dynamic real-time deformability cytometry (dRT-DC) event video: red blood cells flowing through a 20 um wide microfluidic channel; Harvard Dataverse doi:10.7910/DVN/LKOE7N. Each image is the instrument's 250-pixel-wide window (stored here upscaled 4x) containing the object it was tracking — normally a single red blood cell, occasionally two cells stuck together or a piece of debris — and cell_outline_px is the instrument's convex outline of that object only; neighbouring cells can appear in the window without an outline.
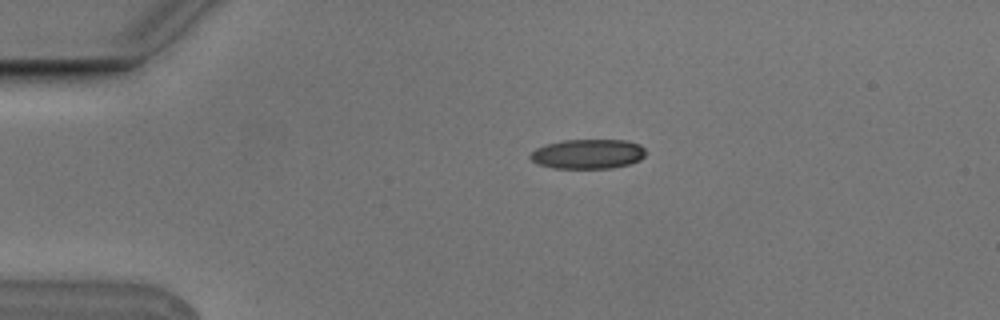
{"species": "Egyptian fruit bat (a non-hibernating species)", "species_latin": "Rousettus aegyptiacus", "temperature_condition": "cold", "stored_images_in_passage": 3, "camera_frame_rate_fps": 3000, "um_per_image_px": 0.085, "animal": {"sex": "male"}, "frame": {"image": 1, "passage_image": 1, "time_ms": 0.0, "image_size_px": [1000, 320], "cell_outline_px": [[648, 152], [640, 160], [628, 164], [612, 168], [552, 168], [536, 164], [528, 156], [536, 148], [544, 144], [560, 140], [628, 140], [640, 144]], "centroid_in_image_um": [49.96, 13.08], "position_along_channel_um": 35.0, "area_um2": 20.23}}
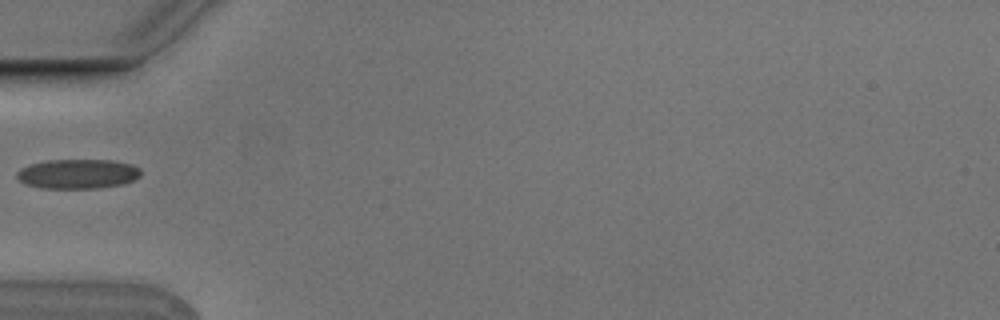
{"frame": {"image": 2, "passage_image": 3, "time_ms": 0.667, "image_size_px": [1000, 320], "cell_outline_px": [[140, 176], [124, 184], [96, 188], [40, 188], [24, 184], [16, 176], [16, 172], [20, 168], [32, 164], [48, 160], [112, 160], [132, 164], [140, 168]], "centroid_in_image_um": [6.6, 14.78], "position_along_channel_um": 78.4, "area_um2": 21.39}}